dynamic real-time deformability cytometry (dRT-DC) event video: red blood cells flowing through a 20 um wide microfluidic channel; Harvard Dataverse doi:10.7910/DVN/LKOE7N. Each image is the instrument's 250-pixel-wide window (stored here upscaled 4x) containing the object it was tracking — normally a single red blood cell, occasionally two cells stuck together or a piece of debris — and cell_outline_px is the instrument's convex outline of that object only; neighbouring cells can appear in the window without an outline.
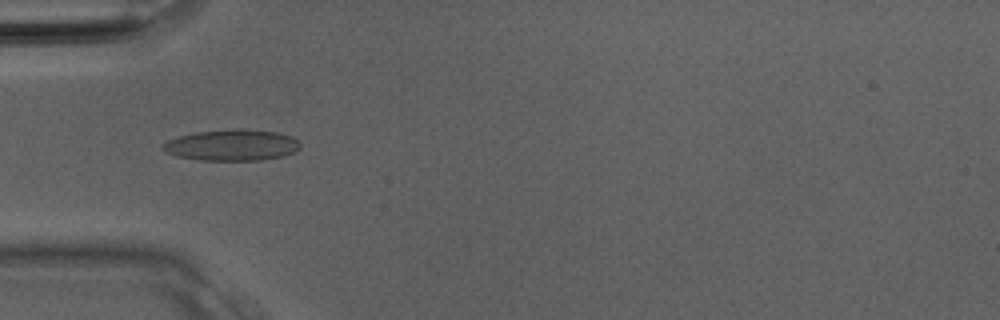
{"species": "Egyptian fruit bat (a non-hibernating species)", "species_latin": "Rousettus aegyptiacus", "temperature_condition": "room temperature", "stored_images_in_passage": 30, "camera_frame_rate_fps": 3000, "um_per_image_px": 0.085, "animal": {"sex": "male"}, "frame": {"image": 1, "passage_image": 8, "time_ms": 2.333, "image_size_px": [1000, 320], "cell_outline_px": [[300, 148], [296, 152], [284, 156], [260, 160], [200, 160], [176, 156], [164, 152], [160, 148], [160, 144], [168, 140], [180, 136], [196, 132], [232, 128], [244, 128], [276, 132], [292, 136], [300, 144]], "centroid_in_image_um": [19.69, 12.33], "position_along_channel_um": 65.3, "area_um2": 25.32}}
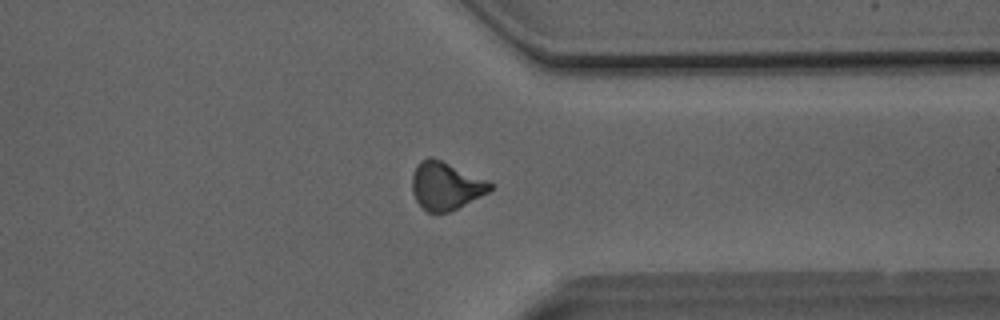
{"frame": {"image": 2, "passage_image": 23, "time_ms": 7.333, "image_size_px": [1000, 320], "cell_outline_px": [[492, 188], [488, 192], [448, 212], [428, 212], [416, 200], [412, 192], [412, 176], [416, 164], [420, 160], [428, 156], [432, 156], [488, 180], [492, 184]], "centroid_in_image_um": [37.85, 15.76], "position_along_channel_um": 373.5, "area_um2": 21.56}}
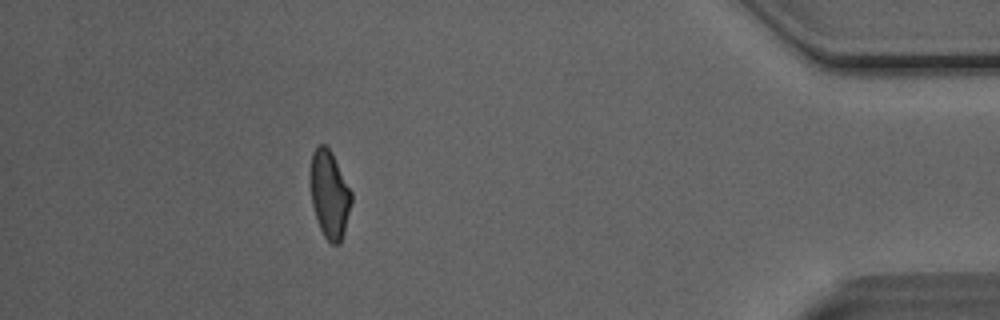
{"frame": {"image": 3, "passage_image": 27, "time_ms": 8.667, "image_size_px": [1000, 320], "cell_outline_px": [[352, 200], [344, 232], [340, 244], [332, 244], [324, 236], [320, 228], [312, 204], [308, 180], [308, 172], [312, 152], [320, 144], [324, 144], [332, 152], [352, 192]], "centroid_in_image_um": [27.97, 16.48], "position_along_channel_um": 407.2, "area_um2": 21.27}}